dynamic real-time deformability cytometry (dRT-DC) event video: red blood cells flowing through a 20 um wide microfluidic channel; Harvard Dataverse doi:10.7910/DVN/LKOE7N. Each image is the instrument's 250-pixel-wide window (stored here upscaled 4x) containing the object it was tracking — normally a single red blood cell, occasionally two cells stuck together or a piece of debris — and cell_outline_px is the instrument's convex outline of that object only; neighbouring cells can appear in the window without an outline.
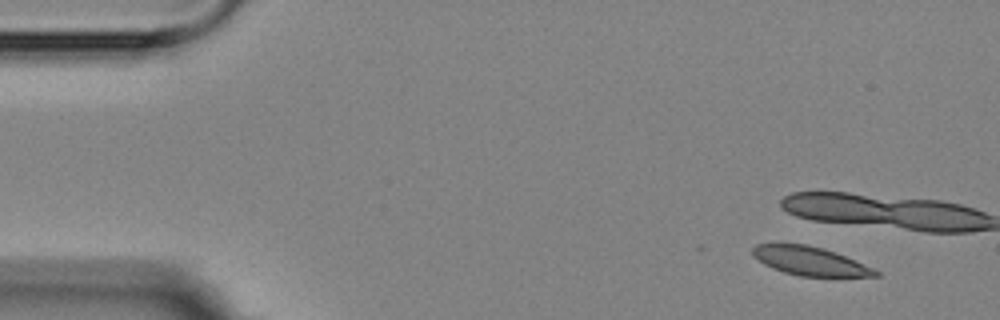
{"species": "Egyptian fruit bat (a non-hibernating species)", "species_latin": "Rousettus aegyptiacus", "temperature_condition": "room temperature", "stored_images_in_passage": 5, "camera_frame_rate_fps": 3000, "um_per_image_px": 0.085, "animal": {"sex": "female"}, "frame": {"image": 1, "passage_image": 1, "time_ms": 0.0, "image_size_px": [1000, 320], "cell_outline_px": [[880, 276], [800, 276], [784, 272], [772, 268], [764, 264], [752, 256], [752, 248], [756, 244], [808, 244], [844, 256], [872, 268], [880, 272]], "centroid_in_image_um": [68.79, 22.19], "position_along_channel_um": 16.2, "area_um2": 20.11}}
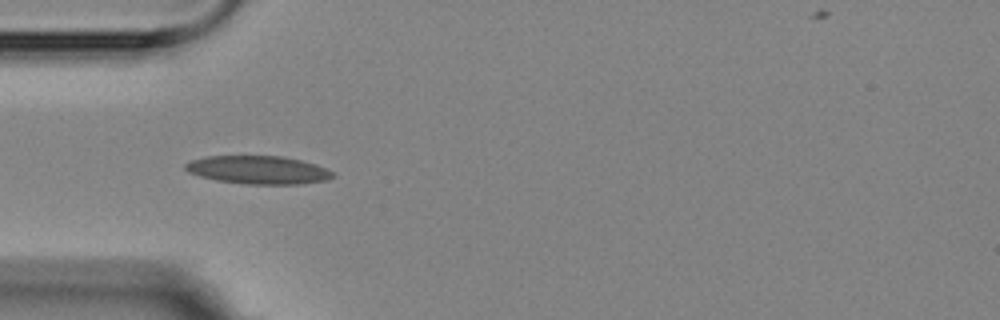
{"frame": {"image": 2, "passage_image": 5, "time_ms": 5.667, "image_size_px": [1000, 320], "cell_outline_px": [[336, 176], [324, 180], [300, 184], [244, 184], [216, 180], [200, 176], [188, 172], [184, 168], [184, 164], [192, 160], [208, 156], [284, 156], [316, 164], [332, 172]], "centroid_in_image_um": [21.93, 14.44], "position_along_channel_um": 63.1, "area_um2": 24.1}}